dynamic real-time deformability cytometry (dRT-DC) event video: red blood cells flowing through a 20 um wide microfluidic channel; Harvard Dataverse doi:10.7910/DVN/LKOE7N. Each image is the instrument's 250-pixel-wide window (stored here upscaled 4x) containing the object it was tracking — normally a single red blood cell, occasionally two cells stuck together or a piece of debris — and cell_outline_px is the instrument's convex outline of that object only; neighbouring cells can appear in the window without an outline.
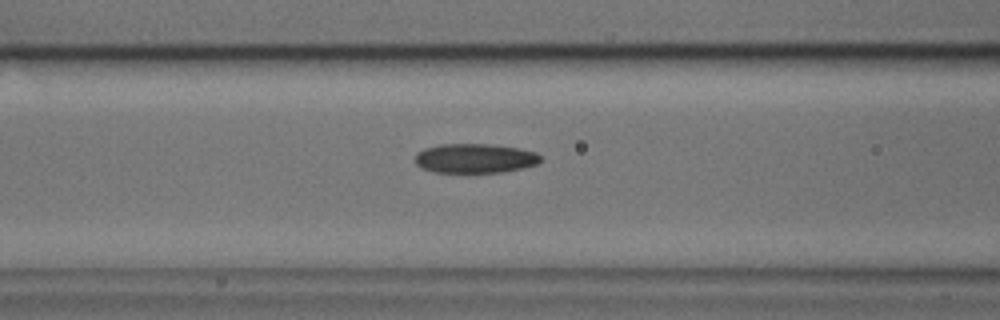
{"species": "common noctule bat (a hibernating species)", "species_latin": "Nyctalus noctula", "temperature_condition": "cold", "stored_images_in_passage": 37, "camera_frame_rate_fps": 3000, "um_per_image_px": 0.085, "animal": {"sex": "male", "body_mass_g": 17.9, "forearm_length_mm": 54.2}, "frame": {"image": 1, "passage_image": 12, "time_ms": 3.667, "image_size_px": [1000, 320], "cell_outline_px": [[540, 160], [536, 164], [524, 168], [504, 172], [432, 172], [420, 168], [412, 160], [416, 152], [424, 148], [440, 144], [488, 144], [520, 148], [536, 152], [540, 156]], "centroid_in_image_um": [40.31, 13.46], "position_along_channel_um": 126.3, "area_um2": 21.79}}
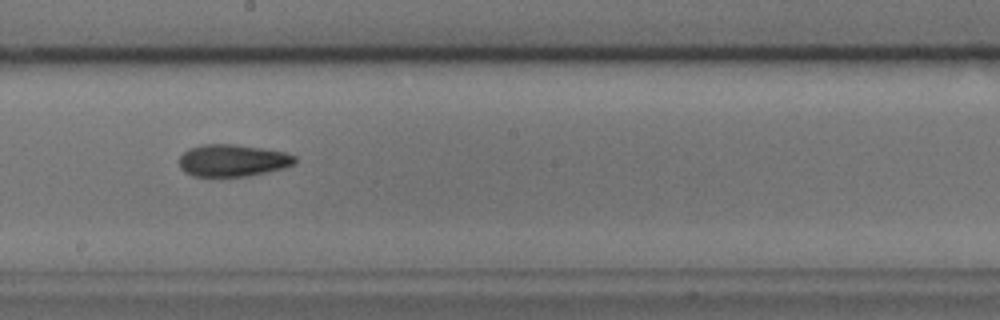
{"frame": {"image": 2, "passage_image": 20, "time_ms": 6.333, "image_size_px": [1000, 320], "cell_outline_px": [[296, 164], [284, 168], [248, 176], [192, 176], [184, 172], [180, 168], [180, 156], [188, 148], [200, 144], [236, 144], [284, 152], [296, 156]], "centroid_in_image_um": [19.76, 13.63], "position_along_channel_um": 228.4, "area_um2": 21.73}}
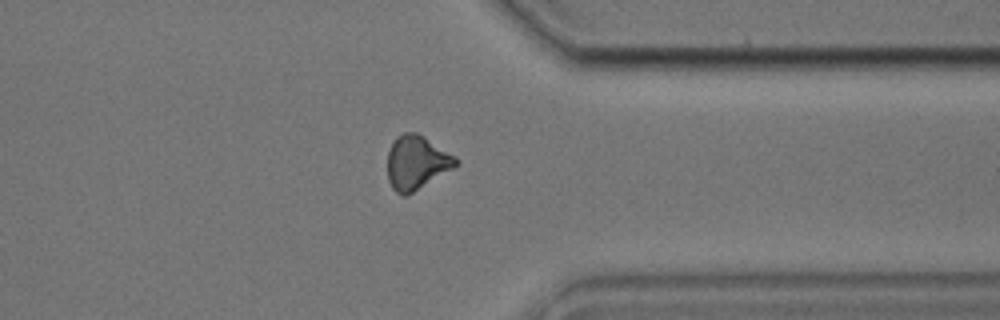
{"frame": {"image": 3, "passage_image": 32, "time_ms": 10.333, "image_size_px": [1000, 320], "cell_outline_px": [[460, 160], [452, 168], [408, 196], [404, 196], [396, 192], [392, 188], [388, 180], [388, 152], [396, 136], [404, 132], [416, 132], [424, 136], [456, 156]], "centroid_in_image_um": [35.4, 13.81], "position_along_channel_um": 376.0, "area_um2": 21.44}, "authors_computed_cell_mechanics": {"area_um2": 21.8484, "velocity_mm_per_s": 3.833, "shape_relaxation_time_tau1_ms": 4.6816, "shape_relaxation_time_tau2_ms": 6.4996, "deformation_change_tau1": 0.1158, "deformation_change_tau2": 0.1475}}